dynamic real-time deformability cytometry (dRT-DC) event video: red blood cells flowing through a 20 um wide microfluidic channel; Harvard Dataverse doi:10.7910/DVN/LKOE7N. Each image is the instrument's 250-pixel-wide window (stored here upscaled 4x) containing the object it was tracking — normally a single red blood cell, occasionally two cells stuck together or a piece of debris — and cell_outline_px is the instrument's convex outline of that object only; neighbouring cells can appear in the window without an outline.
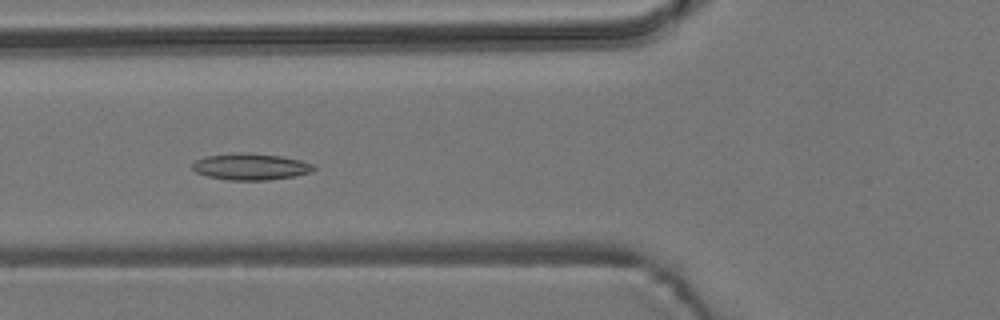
{"species": "common noctule bat (a hibernating species)", "species_latin": "Nyctalus noctula", "temperature_condition": "room temperature", "stored_images_in_passage": 6, "camera_frame_rate_fps": 3000, "um_per_image_px": 0.085, "animal": {"sex": "male", "body_mass_g": 19.2, "forearm_length_mm": 51.8}, "frame": {"image": 1, "passage_image": 6, "time_ms": 6.333, "image_size_px": [1000, 320], "cell_outline_px": [[316, 168], [312, 172], [296, 176], [268, 180], [228, 180], [208, 176], [196, 172], [192, 168], [192, 164], [196, 160], [204, 156], [232, 152], [244, 152], [280, 156], [300, 160], [316, 164]], "centroid_in_image_um": [21.32, 14.16], "position_along_channel_um": 104.5, "area_um2": 19.02}}